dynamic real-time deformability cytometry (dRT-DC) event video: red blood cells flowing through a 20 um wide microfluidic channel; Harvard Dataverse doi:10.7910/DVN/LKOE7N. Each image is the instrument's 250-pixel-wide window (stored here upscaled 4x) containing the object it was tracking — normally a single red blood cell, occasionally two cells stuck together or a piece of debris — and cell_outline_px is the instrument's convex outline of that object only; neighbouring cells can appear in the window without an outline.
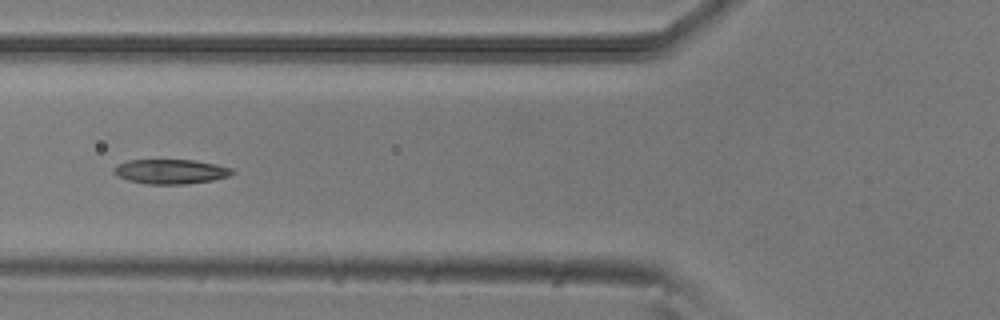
{"species": "common noctule bat (a hibernating species)", "species_latin": "Nyctalus noctula", "temperature_condition": "room temperature", "stored_images_in_passage": 6, "camera_frame_rate_fps": 3000, "um_per_image_px": 0.085, "animal": {"sex": "male", "body_mass_g": 20.5, "forearm_length_mm": 52.5}, "frame": {"image": 1, "passage_image": 6, "time_ms": 1.667, "image_size_px": [1000, 320], "cell_outline_px": [[236, 172], [228, 176], [212, 180], [184, 184], [148, 184], [128, 180], [116, 176], [112, 172], [112, 168], [116, 164], [128, 160], [192, 160], [216, 164], [232, 168]], "centroid_in_image_um": [14.46, 14.58], "position_along_channel_um": 111.3, "area_um2": 17.05}}